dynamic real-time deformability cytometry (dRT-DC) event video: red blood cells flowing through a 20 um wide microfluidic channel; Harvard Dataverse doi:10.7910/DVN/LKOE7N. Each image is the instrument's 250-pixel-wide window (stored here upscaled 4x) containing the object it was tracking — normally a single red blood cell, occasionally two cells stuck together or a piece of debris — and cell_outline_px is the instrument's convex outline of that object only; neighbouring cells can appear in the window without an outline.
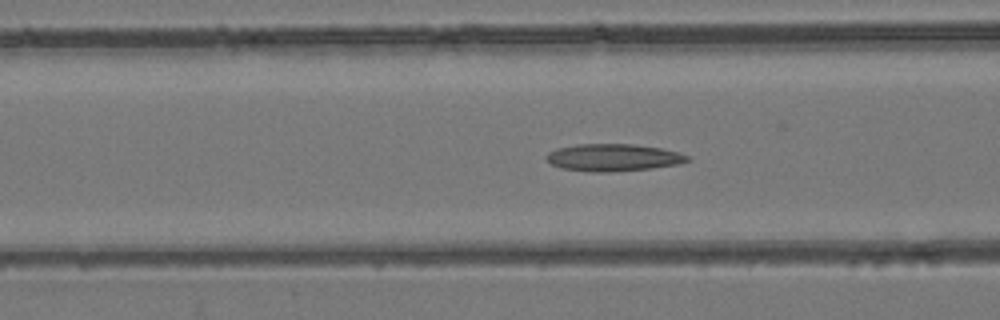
{"species": "common noctule bat (a hibernating species)", "species_latin": "Nyctalus noctula", "temperature_condition": "room temperature", "stored_images_in_passage": 43, "camera_frame_rate_fps": 3000, "um_per_image_px": 0.085, "animal": {"sex": "female", "body_mass_g": 24.6, "forearm_length_mm": 56.2}, "frame": {"image": 1, "passage_image": 13, "time_ms": 4.0, "image_size_px": [1000, 320], "cell_outline_px": [[692, 160], [680, 164], [652, 168], [612, 172], [588, 172], [560, 168], [552, 164], [544, 156], [548, 152], [556, 148], [576, 144], [632, 144], [660, 148], [676, 152], [688, 156]], "centroid_in_image_um": [52.1, 13.39], "position_along_channel_um": 114.5, "area_um2": 22.54}}
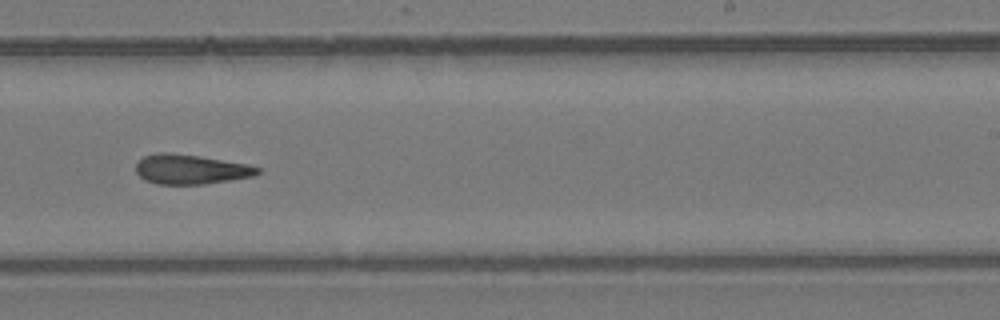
{"frame": {"image": 2, "passage_image": 25, "time_ms": 8.0, "image_size_px": [1000, 320], "cell_outline_px": [[260, 172], [256, 176], [204, 184], [156, 184], [144, 180], [136, 172], [136, 164], [144, 156], [156, 152], [168, 152], [200, 156], [248, 164], [260, 168]], "centroid_in_image_um": [16.21, 14.39], "position_along_channel_um": 272.8, "area_um2": 21.15}}
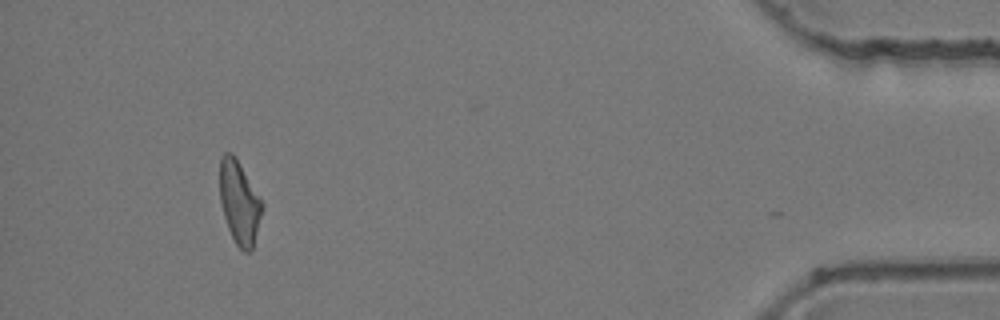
{"frame": {"image": 3, "passage_image": 41, "time_ms": 13.333, "image_size_px": [1000, 320], "cell_outline_px": [[264, 208], [252, 248], [248, 252], [244, 252], [236, 244], [228, 228], [224, 216], [220, 200], [220, 156], [224, 152], [232, 152], [264, 204]], "centroid_in_image_um": [20.34, 17.21], "position_along_channel_um": 414.9, "area_um2": 20.29}, "authors_computed_cell_mechanics": {"area_um2": 21.2126, "velocity_mm_per_s": 3.9646, "shape_relaxation_time_tau1_ms": null, "shape_relaxation_time_tau2_ms": 9.3344, "deformation_change_tau1": null, "deformation_change_tau2": 0.2442}}